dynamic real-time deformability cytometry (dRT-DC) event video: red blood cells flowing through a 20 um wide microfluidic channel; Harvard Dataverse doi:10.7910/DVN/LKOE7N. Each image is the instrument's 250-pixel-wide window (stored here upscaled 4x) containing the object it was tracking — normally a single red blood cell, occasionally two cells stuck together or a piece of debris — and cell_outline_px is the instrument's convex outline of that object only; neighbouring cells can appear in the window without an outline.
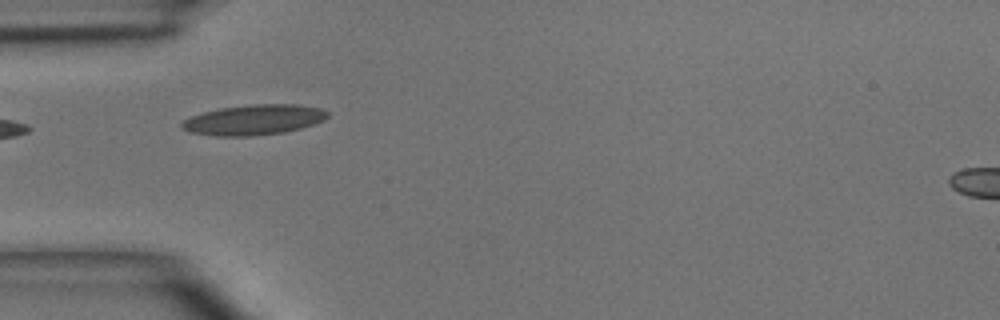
{"species": "common noctule bat (a hibernating species)", "species_latin": "Nyctalus noctula", "temperature_condition": "room temperature", "stored_images_in_passage": 3, "camera_frame_rate_fps": 3000, "um_per_image_px": 0.085, "animal": {"sex": "male", "body_mass_g": 15.6}, "frame": {"image": 1, "passage_image": 3, "time_ms": 2.333, "image_size_px": [1000, 320], "cell_outline_px": [[328, 116], [324, 120], [300, 128], [284, 132], [252, 136], [216, 136], [188, 132], [180, 128], [180, 124], [184, 120], [192, 116], [204, 112], [220, 108], [256, 104], [300, 104], [320, 108], [328, 112]], "centroid_in_image_um": [21.56, 10.19], "position_along_channel_um": 63.4, "area_um2": 25.66}}